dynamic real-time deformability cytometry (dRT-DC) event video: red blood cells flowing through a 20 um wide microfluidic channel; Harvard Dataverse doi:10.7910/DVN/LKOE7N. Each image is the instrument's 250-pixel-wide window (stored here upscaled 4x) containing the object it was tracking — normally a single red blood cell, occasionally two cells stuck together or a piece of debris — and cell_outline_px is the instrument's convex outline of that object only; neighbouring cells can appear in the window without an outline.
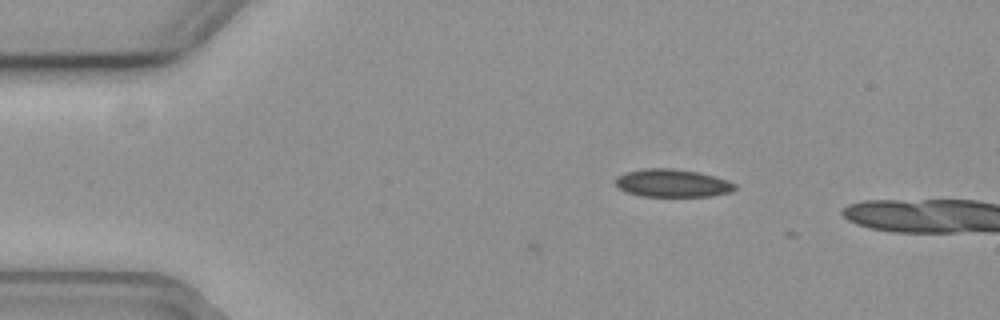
{"species": "common noctule bat (a hibernating species)", "species_latin": "Nyctalus noctula", "temperature_condition": "cold", "stored_images_in_passage": 4, "camera_frame_rate_fps": 3000, "um_per_image_px": 0.085, "animal": {"sex": "female", "body_mass_g": 19.3, "forearm_length_mm": 54.1}, "frame": {"image": 1, "passage_image": 2, "time_ms": 0.333, "image_size_px": [1000, 320], "cell_outline_px": [[736, 188], [732, 192], [712, 196], [640, 196], [628, 192], [620, 188], [616, 184], [616, 176], [624, 172], [644, 168], [672, 168], [700, 172], [716, 176], [728, 180], [736, 184]], "centroid_in_image_um": [57.18, 15.55], "position_along_channel_um": 27.8, "area_um2": 19.59}}